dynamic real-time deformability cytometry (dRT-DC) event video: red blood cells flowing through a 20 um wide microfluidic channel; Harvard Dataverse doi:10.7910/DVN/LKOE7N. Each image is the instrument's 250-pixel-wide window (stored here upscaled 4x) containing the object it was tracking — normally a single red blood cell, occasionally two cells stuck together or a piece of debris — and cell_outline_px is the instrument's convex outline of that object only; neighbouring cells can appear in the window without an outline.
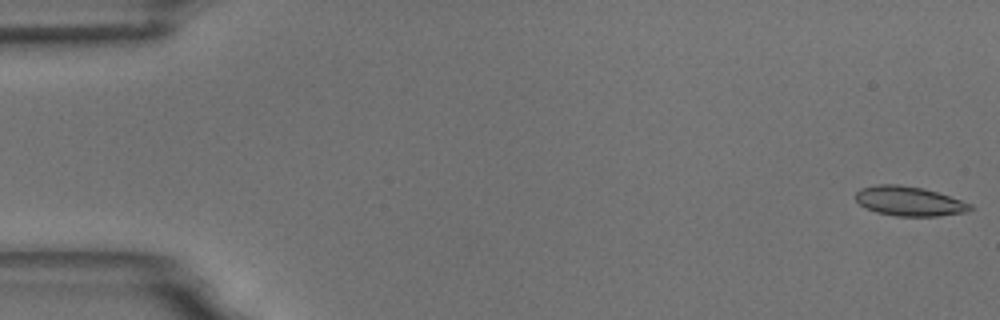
{"species": "common noctule bat (a hibernating species)", "species_latin": "Nyctalus noctula", "temperature_condition": "room temperature", "stored_images_in_passage": 16, "camera_frame_rate_fps": 3000, "um_per_image_px": 0.085, "animal": {"sex": "male", "body_mass_g": 18.8}, "frame": {"image": 1, "passage_image": 1, "time_ms": 0.0, "image_size_px": [1000, 320], "cell_outline_px": [[976, 208], [964, 212], [940, 216], [896, 216], [876, 212], [860, 204], [856, 200], [856, 192], [860, 188], [876, 184], [900, 184], [924, 188], [972, 204]], "centroid_in_image_um": [77.28, 17.09], "position_along_channel_um": 7.7, "area_um2": 19.71}}